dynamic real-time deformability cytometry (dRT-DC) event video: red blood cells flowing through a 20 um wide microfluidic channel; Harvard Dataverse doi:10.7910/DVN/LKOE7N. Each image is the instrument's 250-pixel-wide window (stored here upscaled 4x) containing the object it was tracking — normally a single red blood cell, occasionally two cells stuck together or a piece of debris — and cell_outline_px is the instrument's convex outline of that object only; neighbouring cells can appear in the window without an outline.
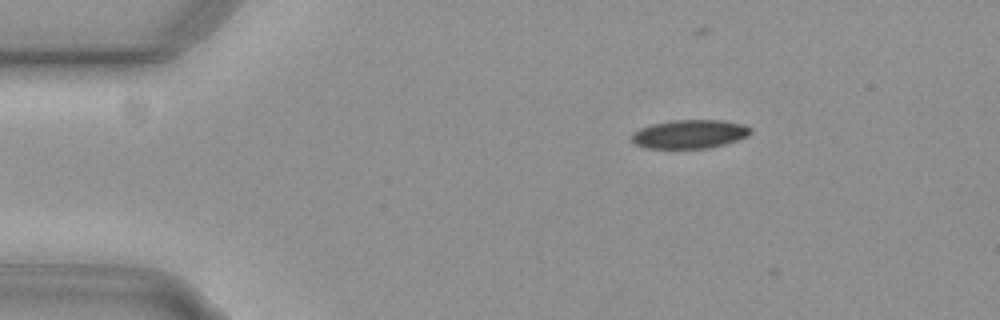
{"species": "common noctule bat (a hibernating species)", "species_latin": "Nyctalus noctula", "temperature_condition": "cold", "stored_images_in_passage": 5, "camera_frame_rate_fps": 3000, "um_per_image_px": 0.085, "animal": {"sex": "female", "body_mass_g": 29.2, "forearm_length_mm": 56.3}, "frame": {"image": 1, "passage_image": 3, "time_ms": 0.667, "image_size_px": [1000, 320], "cell_outline_px": [[752, 132], [748, 136], [724, 144], [708, 148], [644, 148], [636, 144], [632, 140], [632, 132], [640, 128], [652, 124], [672, 120], [724, 120], [744, 124], [752, 128]], "centroid_in_image_um": [58.63, 11.39], "position_along_channel_um": 26.4, "area_um2": 19.94}}